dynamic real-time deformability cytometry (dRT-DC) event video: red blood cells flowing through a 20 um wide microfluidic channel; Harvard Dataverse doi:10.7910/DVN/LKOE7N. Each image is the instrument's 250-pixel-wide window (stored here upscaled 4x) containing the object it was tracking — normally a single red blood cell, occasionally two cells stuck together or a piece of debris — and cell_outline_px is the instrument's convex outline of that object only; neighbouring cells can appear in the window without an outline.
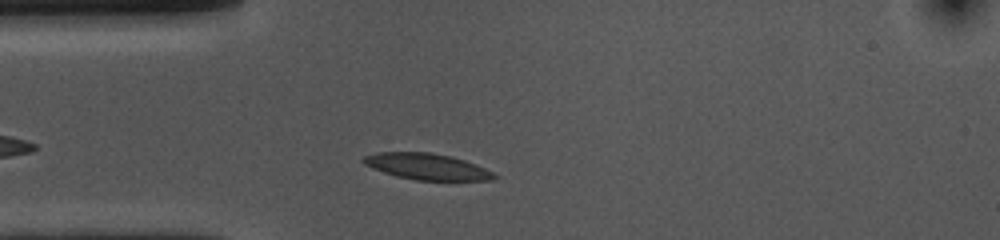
{"species": "common noctule bat (a hibernating species)", "species_latin": "Nyctalus noctula", "temperature_condition": "cold", "stored_images_in_passage": 34, "camera_frame_rate_fps": 3000, "um_per_image_px": 0.085, "animal": {"sex": "female", "body_mass_g": 10.0, "forearm_length_mm": 53.1}, "frame": {"image": 1, "passage_image": 5, "time_ms": 1.333, "image_size_px": [1000, 240], "cell_outline_px": [[500, 176], [492, 180], [416, 180], [396, 176], [372, 168], [364, 164], [360, 160], [364, 156], [376, 152], [428, 152], [452, 156], [476, 164]], "centroid_in_image_um": [36.27, 14.15], "position_along_channel_um": 48.7, "area_um2": 20.0}}
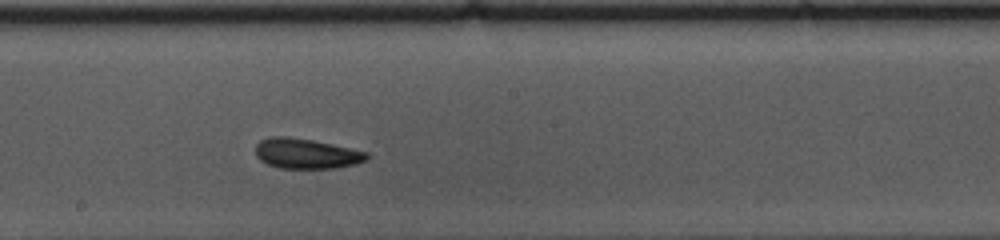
{"frame": {"image": 2, "passage_image": 20, "time_ms": 6.333, "image_size_px": [1000, 240], "cell_outline_px": [[368, 160], [356, 164], [336, 168], [280, 168], [268, 164], [260, 160], [256, 156], [256, 144], [260, 140], [268, 136], [288, 136], [312, 140], [332, 144], [368, 152]], "centroid_in_image_um": [26.03, 13.05], "position_along_channel_um": 222.2, "area_um2": 19.65}}
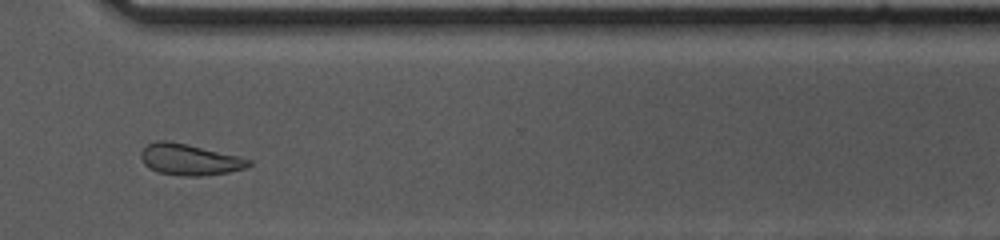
{"frame": {"image": 3, "passage_image": 31, "time_ms": 10.0, "image_size_px": [1000, 240], "cell_outline_px": [[252, 164], [244, 168], [228, 172], [200, 176], [184, 176], [156, 172], [148, 168], [144, 164], [140, 156], [140, 152], [148, 144], [156, 140], [168, 140], [240, 156], [252, 160]], "centroid_in_image_um": [16.09, 13.56], "position_along_channel_um": 354.5, "area_um2": 19.65}, "authors_computed_cell_mechanics": {"area_um2": 19.652, "velocity_mm_per_s": 3.6043, "shape_relaxation_time_tau1_ms": 2.0367, "shape_relaxation_time_tau2_ms": 1.5686, "deformation_change_tau1": 0.0855, "deformation_change_tau2": 0.0711}}